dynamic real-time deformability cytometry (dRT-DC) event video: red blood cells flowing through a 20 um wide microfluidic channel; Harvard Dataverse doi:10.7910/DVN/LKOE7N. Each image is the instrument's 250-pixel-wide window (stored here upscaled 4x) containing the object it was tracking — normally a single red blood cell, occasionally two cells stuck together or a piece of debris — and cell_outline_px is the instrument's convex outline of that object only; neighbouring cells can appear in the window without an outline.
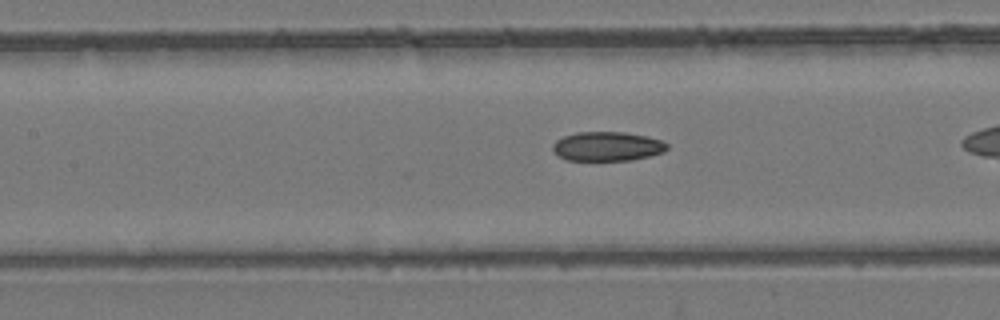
{"species": "common noctule bat (a hibernating species)", "species_latin": "Nyctalus noctula", "temperature_condition": "room temperature", "stored_images_in_passage": 30, "camera_frame_rate_fps": 3000, "um_per_image_px": 0.085, "animal": {"sex": "female", "body_mass_g": 24.6, "forearm_length_mm": 56.2}, "frame": {"image": 1, "passage_image": 13, "time_ms": 4.0, "image_size_px": [1000, 320], "cell_outline_px": [[668, 148], [664, 152], [632, 160], [568, 160], [560, 156], [552, 148], [552, 144], [556, 140], [564, 136], [576, 132], [624, 132], [648, 136], [660, 140], [668, 144]], "centroid_in_image_um": [51.63, 12.43], "position_along_channel_um": 155.8, "area_um2": 19.42}}
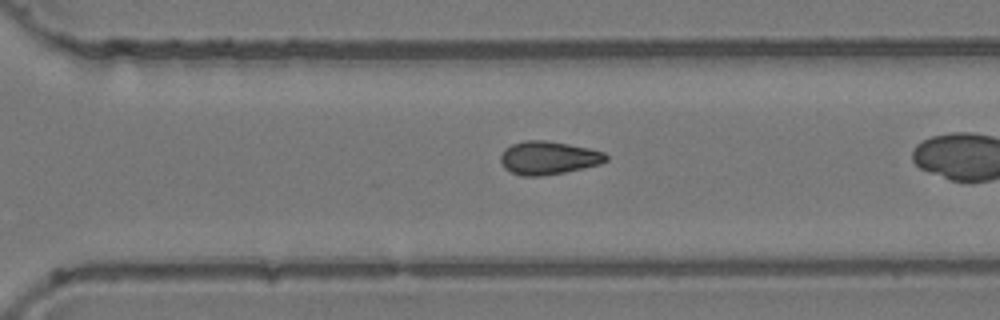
{"frame": {"image": 2, "passage_image": 26, "time_ms": 8.333, "image_size_px": [1000, 320], "cell_outline_px": [[608, 160], [600, 164], [564, 172], [540, 176], [524, 176], [512, 172], [504, 168], [500, 160], [500, 156], [504, 148], [512, 144], [524, 140], [544, 140], [568, 144], [588, 148], [604, 152], [608, 156]], "centroid_in_image_um": [46.6, 13.41], "position_along_channel_um": 324.0, "area_um2": 20.35}}